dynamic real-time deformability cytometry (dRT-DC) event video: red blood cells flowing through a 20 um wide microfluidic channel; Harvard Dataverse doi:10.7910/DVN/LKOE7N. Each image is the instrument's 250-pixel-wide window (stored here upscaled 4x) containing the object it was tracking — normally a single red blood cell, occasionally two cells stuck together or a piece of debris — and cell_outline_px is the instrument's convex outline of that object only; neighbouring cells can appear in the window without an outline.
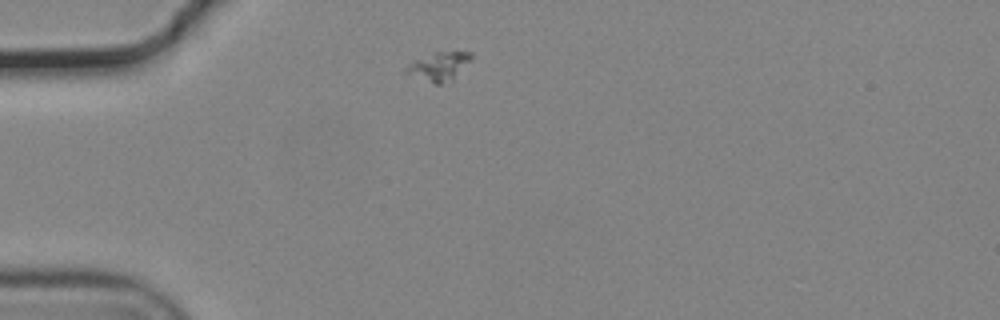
{"species": "common noctule bat (a hibernating species)", "species_latin": "Nyctalus noctula", "temperature_condition": "cold", "stored_images_in_passage": 3, "camera_frame_rate_fps": 3000, "um_per_image_px": 0.085, "animal": {"sex": "male", "body_mass_g": 19.2, "forearm_length_mm": 51.8}, "frame": {"image": 1, "passage_image": 1, "time_ms": 0.0, "image_size_px": [1000, 320], "cell_outline_px": [[472, 56], [452, 80], [440, 84], [436, 84], [404, 72], [404, 68], [408, 64], [416, 60], [436, 52], [472, 52]], "centroid_in_image_um": [37.28, 5.64], "position_along_channel_um": 47.7, "area_um2": 10.29}}
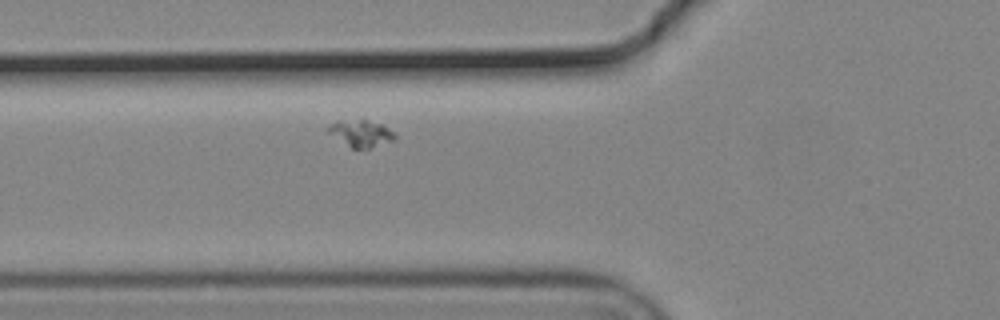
{"frame": {"image": 2, "passage_image": 3, "time_ms": 0.667, "image_size_px": [1000, 320], "cell_outline_px": [[396, 140], [368, 148], [352, 148], [328, 132], [324, 128], [340, 120], [368, 120], [380, 124], [388, 128], [396, 136]], "centroid_in_image_um": [30.68, 11.33], "position_along_channel_um": 95.1, "area_um2": 10.17}}